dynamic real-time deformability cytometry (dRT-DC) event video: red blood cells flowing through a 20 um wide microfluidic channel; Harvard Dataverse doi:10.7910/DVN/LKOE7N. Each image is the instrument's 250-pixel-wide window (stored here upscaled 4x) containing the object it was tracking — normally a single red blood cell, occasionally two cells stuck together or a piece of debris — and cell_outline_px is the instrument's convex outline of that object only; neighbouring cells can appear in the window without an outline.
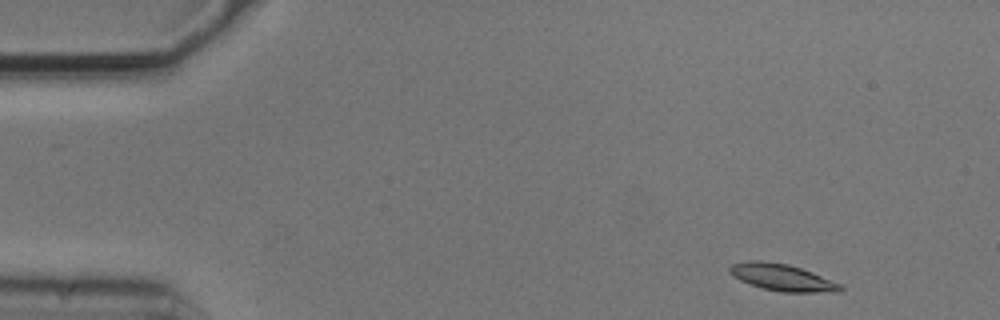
{"species": "common noctule bat (a hibernating species)", "species_latin": "Nyctalus noctula", "temperature_condition": "cold", "stored_images_in_passage": 13, "camera_frame_rate_fps": 3000, "um_per_image_px": 0.085, "animal": {"sex": "male", "body_mass_g": 20.5, "forearm_length_mm": 52.5}, "frame": {"image": 1, "passage_image": 2, "time_ms": 0.333, "image_size_px": [1000, 320], "cell_outline_px": [[844, 288], [840, 292], [784, 292], [764, 288], [740, 280], [732, 276], [728, 272], [728, 268], [732, 264], [748, 260], [760, 260], [788, 264], [812, 272], [840, 284]], "centroid_in_image_um": [66.46, 23.57], "position_along_channel_um": 18.5, "area_um2": 17.17}}
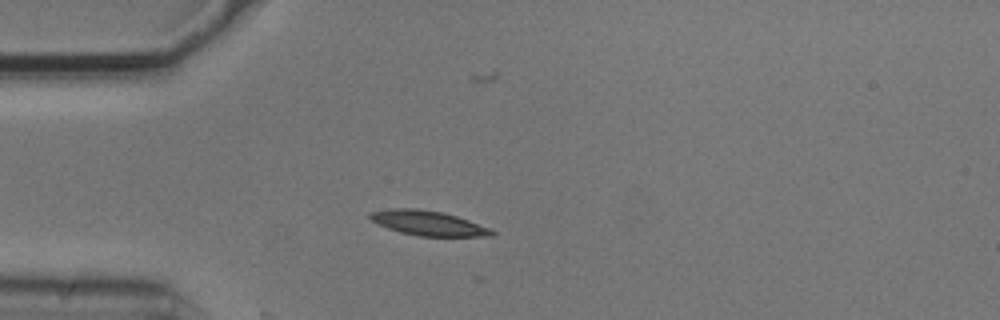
{"frame": {"image": 2, "passage_image": 11, "time_ms": 3.333, "image_size_px": [1000, 320], "cell_outline_px": [[496, 232], [492, 236], [420, 236], [400, 232], [388, 228], [372, 220], [368, 216], [368, 212], [392, 208], [416, 208], [440, 212], [456, 216], [492, 228]], "centroid_in_image_um": [36.41, 18.96], "position_along_channel_um": 48.6, "area_um2": 17.46}}